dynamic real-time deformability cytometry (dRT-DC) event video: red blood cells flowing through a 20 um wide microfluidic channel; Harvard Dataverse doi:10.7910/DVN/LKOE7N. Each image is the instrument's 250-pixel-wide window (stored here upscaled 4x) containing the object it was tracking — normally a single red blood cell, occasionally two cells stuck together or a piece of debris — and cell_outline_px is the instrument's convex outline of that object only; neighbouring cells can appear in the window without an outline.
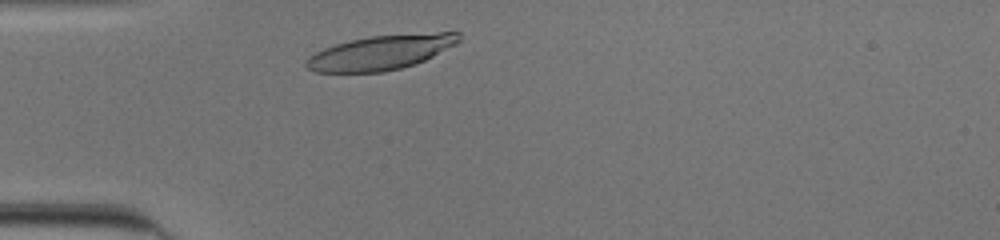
{"species": "human", "species_latin": "Homo sapiens", "temperature_condition": "cold", "stored_images_in_passage": 29, "camera_frame_rate_fps": 3000, "um_per_image_px": 0.085, "donor": {"sex": "male"}, "frame": {"image": 1, "passage_image": 3, "time_ms": 0.667, "image_size_px": [1000, 240], "cell_outline_px": [[460, 40], [456, 44], [416, 64], [384, 72], [316, 72], [304, 68], [304, 60], [308, 56], [324, 48], [336, 44], [368, 36], [440, 32], [460, 32]], "centroid_in_image_um": [32.33, 4.46], "position_along_channel_um": 52.7, "area_um2": 30.75}}
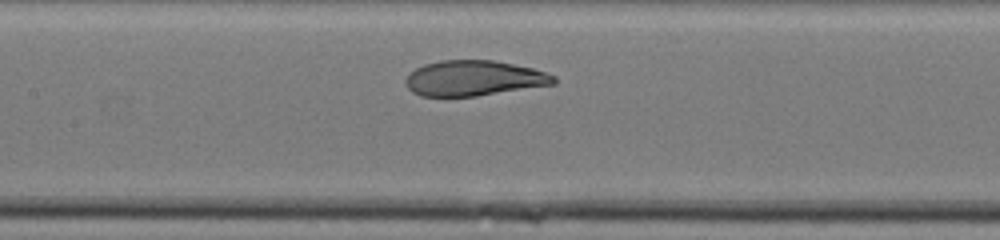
{"frame": {"image": 2, "passage_image": 13, "time_ms": 4.0, "image_size_px": [1000, 240], "cell_outline_px": [[556, 84], [476, 96], [420, 96], [412, 92], [408, 88], [404, 80], [408, 72], [424, 64], [440, 60], [492, 60], [532, 68], [556, 76]], "centroid_in_image_um": [40.24, 6.65], "position_along_channel_um": 167.2, "area_um2": 30.58}}
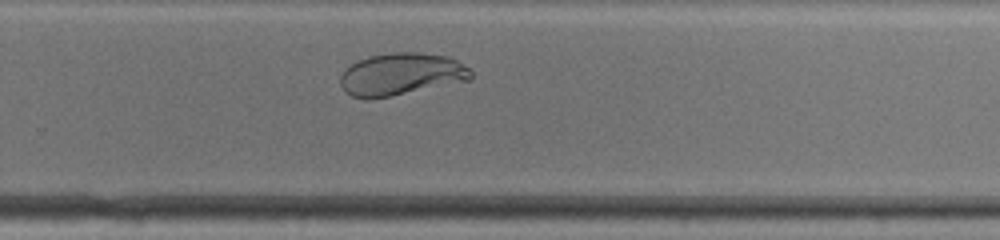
{"frame": {"image": 3, "passage_image": 23, "time_ms": 7.333, "image_size_px": [1000, 240], "cell_outline_px": [[472, 80], [368, 100], [364, 100], [352, 96], [344, 92], [340, 84], [340, 76], [352, 64], [368, 56], [392, 52], [420, 52], [448, 56], [456, 60], [468, 68], [472, 72]], "centroid_in_image_um": [34.1, 6.31], "position_along_channel_um": 295.7, "area_um2": 32.25}, "authors_computed_cell_mechanics": {"area_um2": 31.9634, "velocity_mm_per_s": 3.8693, "shape_relaxation_time_tau1_ms": 6.4845, "shape_relaxation_time_tau2_ms": null, "deformation_change_tau1": 0.251, "deformation_change_tau2": null}}